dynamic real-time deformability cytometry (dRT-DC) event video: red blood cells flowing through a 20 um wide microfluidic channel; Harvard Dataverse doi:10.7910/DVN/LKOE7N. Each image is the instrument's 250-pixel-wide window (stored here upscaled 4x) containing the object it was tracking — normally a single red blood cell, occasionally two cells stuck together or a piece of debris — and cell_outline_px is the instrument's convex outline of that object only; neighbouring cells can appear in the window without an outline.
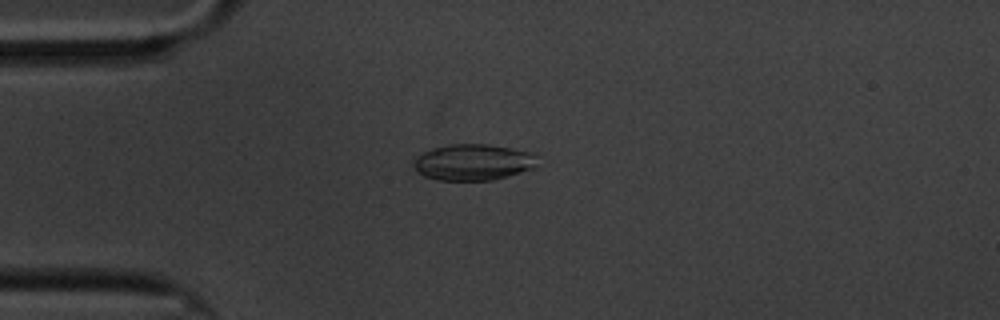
{"species": "common noctule bat (a hibernating species)", "species_latin": "Nyctalus noctula", "temperature_condition": "cold", "stored_images_in_passage": 59, "camera_frame_rate_fps": 3000, "um_per_image_px": 0.085, "animal": {"sex": "male", "body_mass_g": 20.1, "forearm_length_mm": 53.5}, "frame": {"image": 1, "passage_image": 15, "time_ms": 4.667, "image_size_px": [1000, 320], "cell_outline_px": [[536, 168], [508, 176], [492, 180], [436, 180], [424, 176], [416, 172], [416, 156], [432, 148], [448, 144], [488, 144], [536, 152]], "centroid_in_image_um": [40.27, 13.78], "position_along_channel_um": 44.7, "area_um2": 26.3}}
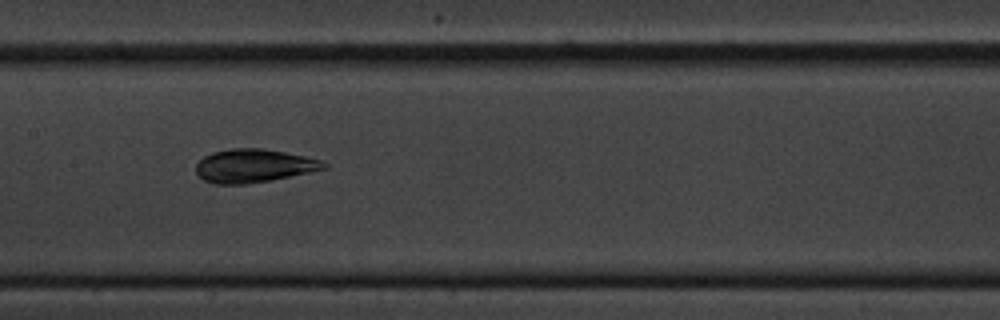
{"frame": {"image": 2, "passage_image": 29, "time_ms": 9.333, "image_size_px": [1000, 320], "cell_outline_px": [[328, 168], [272, 180], [244, 184], [216, 184], [204, 180], [196, 172], [196, 164], [204, 156], [212, 152], [232, 148], [264, 148], [304, 156], [320, 160], [328, 164]], "centroid_in_image_um": [21.57, 14.09], "position_along_channel_um": 185.8, "area_um2": 24.8}}
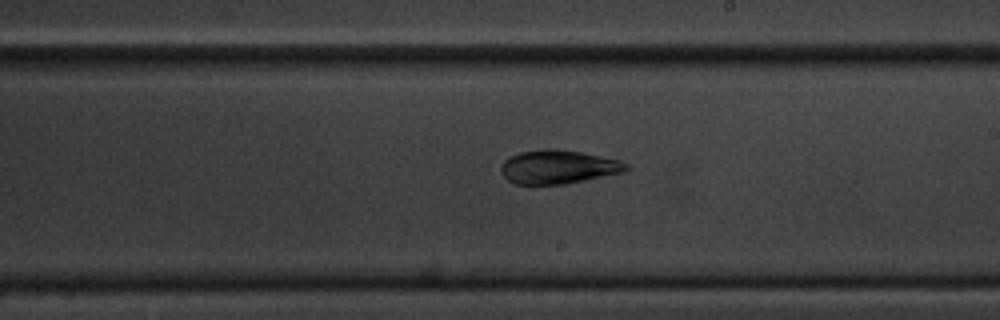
{"frame": {"image": 3, "passage_image": 34, "time_ms": 11.0, "image_size_px": [1000, 320], "cell_outline_px": [[632, 168], [624, 172], [564, 184], [532, 188], [516, 184], [508, 180], [500, 172], [500, 164], [508, 156], [520, 152], [548, 148], [556, 148], [580, 152], [620, 160], [628, 164]], "centroid_in_image_um": [47.38, 14.22], "position_along_channel_um": 241.6, "area_um2": 25.43}, "authors_computed_cell_mechanics": {"area_um2": 26.4146, "velocity_mm_per_s": 3.3654, "shape_relaxation_time_tau1_ms": null, "shape_relaxation_time_tau2_ms": 2.4145, "deformation_change_tau1": null, "deformation_change_tau2": 0.0648}}